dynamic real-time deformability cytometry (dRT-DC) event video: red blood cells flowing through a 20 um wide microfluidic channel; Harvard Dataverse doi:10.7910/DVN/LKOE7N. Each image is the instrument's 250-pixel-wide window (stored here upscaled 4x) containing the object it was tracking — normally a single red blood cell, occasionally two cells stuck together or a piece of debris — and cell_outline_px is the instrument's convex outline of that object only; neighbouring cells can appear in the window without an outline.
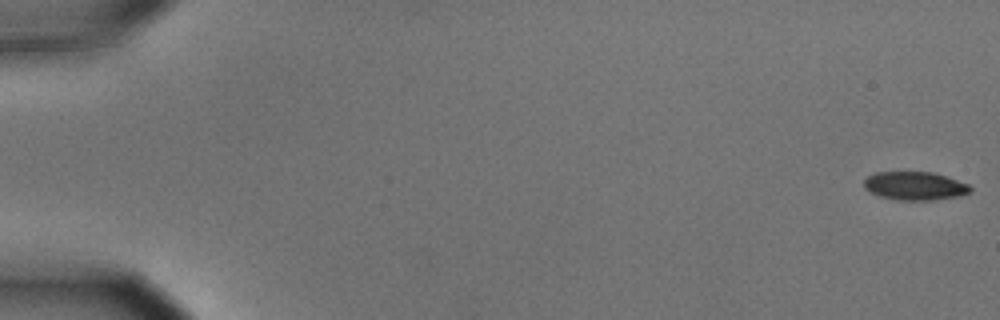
{"species": "common noctule bat (a hibernating species)", "species_latin": "Nyctalus noctula", "temperature_condition": "cold", "stored_images_in_passage": 56, "camera_frame_rate_fps": 3000, "um_per_image_px": 0.085, "animal": {"sex": "male", "body_mass_g": 15.6}, "frame": {"image": 1, "passage_image": 1, "time_ms": 0.0, "image_size_px": [1000, 320], "cell_outline_px": [[972, 192], [960, 196], [932, 200], [896, 200], [880, 196], [864, 188], [864, 180], [868, 176], [876, 172], [936, 172], [968, 184], [972, 188]], "centroid_in_image_um": [77.8, 15.8], "position_along_channel_um": 7.2, "area_um2": 17.69}}
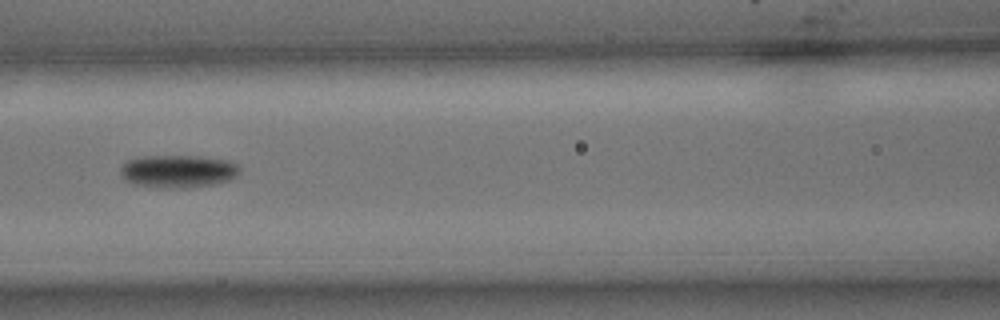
{"frame": {"image": 2, "passage_image": 26, "time_ms": 8.333, "image_size_px": [1000, 320], "cell_outline_px": [[240, 168], [236, 176], [228, 180], [212, 184], [188, 188], [156, 188], [136, 184], [128, 180], [120, 172], [120, 168], [128, 160], [140, 156], [200, 156], [228, 160], [236, 164]], "centroid_in_image_um": [15.14, 14.55], "position_along_channel_um": 151.5, "area_um2": 22.66}}
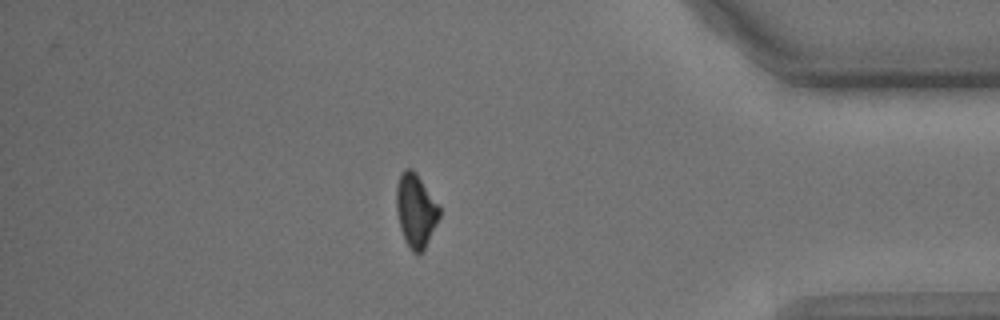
{"frame": {"image": 3, "passage_image": 49, "time_ms": 16.0, "image_size_px": [1000, 320], "cell_outline_px": [[440, 216], [424, 248], [416, 256], [412, 252], [404, 240], [400, 228], [396, 208], [396, 184], [400, 172], [404, 168], [412, 168], [416, 172], [440, 208]], "centroid_in_image_um": [35.3, 17.87], "position_along_channel_um": 399.9, "area_um2": 18.38}, "authors_computed_cell_mechanics": {"area_um2": 19.5942, "velocity_mm_per_s": 3.6251, "shape_relaxation_time_tau1_ms": 2.5539, "shape_relaxation_time_tau2_ms": null, "deformation_change_tau1": 0.1046, "deformation_change_tau2": null}}